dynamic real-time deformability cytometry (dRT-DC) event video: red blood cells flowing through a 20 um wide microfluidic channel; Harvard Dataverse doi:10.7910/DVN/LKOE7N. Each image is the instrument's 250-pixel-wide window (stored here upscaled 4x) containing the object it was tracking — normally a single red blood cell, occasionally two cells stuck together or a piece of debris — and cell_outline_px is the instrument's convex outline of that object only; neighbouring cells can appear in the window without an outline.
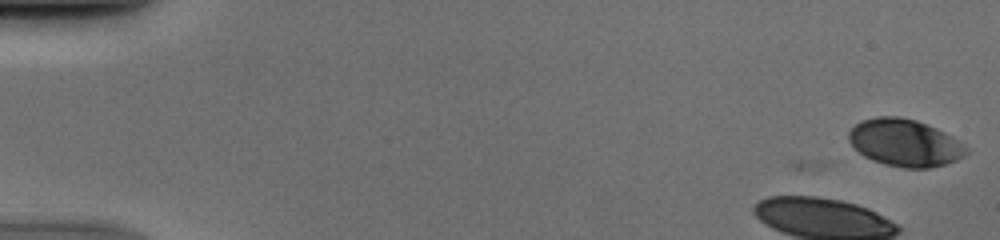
{"species": "human", "species_latin": "Homo sapiens", "temperature_condition": "cold", "stored_images_in_passage": 12, "camera_frame_rate_fps": 3000, "um_per_image_px": 0.085, "donor": {"sex": "male"}, "frame": {"image": 1, "passage_image": 1, "time_ms": 0.0, "image_size_px": [1000, 240], "cell_outline_px": [[972, 148], [964, 156], [956, 160], [944, 164], [928, 168], [904, 168], [884, 164], [872, 160], [864, 156], [848, 140], [848, 132], [860, 120], [876, 116], [900, 116], [916, 120], [936, 128], [952, 136]], "centroid_in_image_um": [76.93, 12.13], "position_along_channel_um": 8.1, "area_um2": 32.54}}